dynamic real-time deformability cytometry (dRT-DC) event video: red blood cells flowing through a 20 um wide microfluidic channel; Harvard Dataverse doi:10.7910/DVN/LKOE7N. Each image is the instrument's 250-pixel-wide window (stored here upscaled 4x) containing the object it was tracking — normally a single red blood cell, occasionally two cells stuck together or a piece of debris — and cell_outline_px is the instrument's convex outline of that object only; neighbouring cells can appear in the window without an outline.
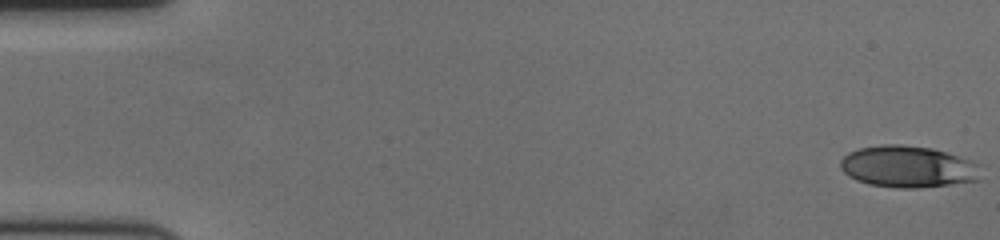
{"species": "human", "species_latin": "Homo sapiens", "temperature_condition": "cold", "stored_images_in_passage": 59, "camera_frame_rate_fps": 3000, "um_per_image_px": 0.085, "donor": {"sex": "female"}, "frame": {"image": 1, "passage_image": 1, "time_ms": 0.0, "image_size_px": [1000, 240], "cell_outline_px": [[980, 180], [920, 188], [896, 188], [868, 184], [856, 180], [848, 176], [840, 168], [840, 160], [848, 152], [860, 148], [880, 144], [900, 144], [932, 148], [948, 152], [972, 160], [980, 164]], "centroid_in_image_um": [77.18, 14.16], "position_along_channel_um": 7.8, "area_um2": 34.56}}
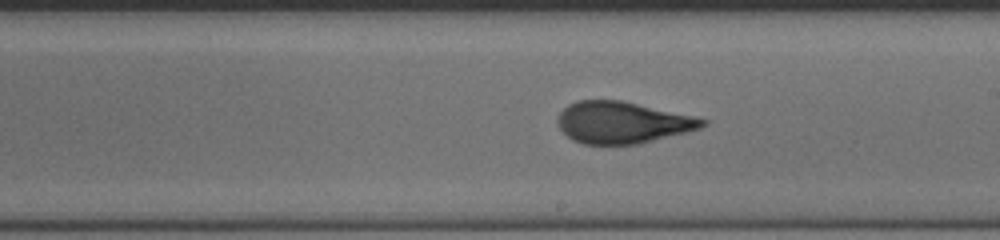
{"frame": {"image": 2, "passage_image": 34, "time_ms": 11.0, "image_size_px": [1000, 240], "cell_outline_px": [[708, 124], [700, 128], [640, 144], [584, 144], [572, 140], [556, 124], [556, 120], [560, 112], [568, 104], [576, 100], [620, 100], [692, 116], [708, 120]], "centroid_in_image_um": [52.86, 10.41], "position_along_channel_um": 236.1, "area_um2": 34.97}}
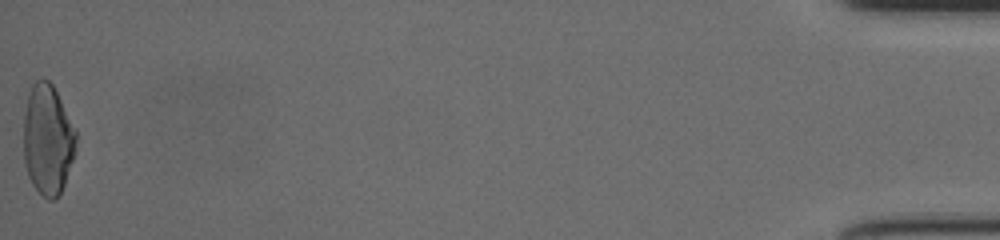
{"frame": {"image": 3, "passage_image": 59, "time_ms": 19.333, "image_size_px": [1000, 240], "cell_outline_px": [[76, 152], [64, 184], [56, 200], [48, 200], [32, 184], [28, 176], [24, 164], [24, 112], [28, 96], [32, 84], [40, 76], [44, 76], [52, 84], [76, 128]], "centroid_in_image_um": [4.06, 11.84], "position_along_channel_um": 431.1, "area_um2": 34.1}, "authors_computed_cell_mechanics": {"area_um2": 34.5644, "velocity_mm_per_s": 3.5535, "shape_relaxation_time_tau1_ms": 6.5329, "shape_relaxation_time_tau2_ms": 1.1009, "deformation_change_tau1": 0.2104, "deformation_change_tau2": 0.0684}}